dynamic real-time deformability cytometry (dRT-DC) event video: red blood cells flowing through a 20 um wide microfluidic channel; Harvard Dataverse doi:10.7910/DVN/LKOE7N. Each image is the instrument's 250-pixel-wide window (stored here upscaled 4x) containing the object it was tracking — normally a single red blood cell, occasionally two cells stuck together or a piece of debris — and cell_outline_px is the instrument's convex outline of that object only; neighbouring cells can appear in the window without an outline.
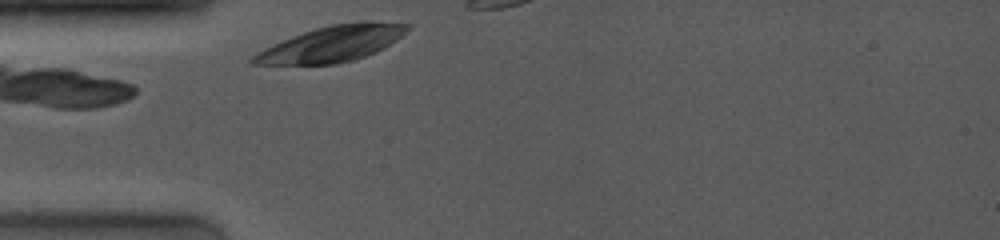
{"species": "common noctule bat (a hibernating species)", "species_latin": "Nyctalus noctula", "temperature_condition": "room temperature", "stored_images_in_passage": 2, "camera_frame_rate_fps": 4000, "um_per_image_px": 0.085, "animal": {"sex": "female", "body_mass_g": 19.0, "forearm_length_mm": 53.3}, "frame": {"image": 1, "passage_image": 1, "time_ms": 0.0, "image_size_px": [1000, 240], "cell_outline_px": [[412, 28], [396, 40], [376, 52], [352, 60], [336, 64], [252, 64], [248, 60], [256, 52], [272, 44], [292, 36], [316, 28], [332, 24], [412, 24]], "centroid_in_image_um": [28.12, 3.77], "position_along_channel_um": 56.9, "area_um2": 31.1}}